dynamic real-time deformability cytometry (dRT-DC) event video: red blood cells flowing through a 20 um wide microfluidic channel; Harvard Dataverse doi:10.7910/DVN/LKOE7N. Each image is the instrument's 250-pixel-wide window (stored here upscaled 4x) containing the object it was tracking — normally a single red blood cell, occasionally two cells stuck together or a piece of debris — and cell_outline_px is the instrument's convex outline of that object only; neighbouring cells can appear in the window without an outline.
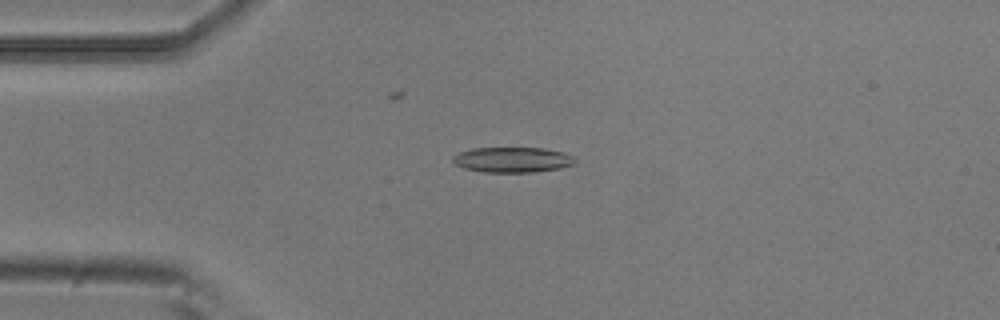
{"species": "common noctule bat (a hibernating species)", "species_latin": "Nyctalus noctula", "temperature_condition": "room temperature", "stored_images_in_passage": 54, "camera_frame_rate_fps": 3000, "um_per_image_px": 0.085, "animal": {"sex": "male", "body_mass_g": 20.5, "forearm_length_mm": 52.5}, "frame": {"image": 1, "passage_image": 13, "time_ms": 4.0, "image_size_px": [1000, 320], "cell_outline_px": [[576, 164], [560, 168], [532, 172], [484, 172], [464, 168], [456, 164], [452, 160], [452, 156], [460, 152], [472, 148], [544, 148], [564, 152], [572, 156], [576, 160]], "centroid_in_image_um": [43.58, 13.57], "position_along_channel_um": 41.4, "area_um2": 18.03}}
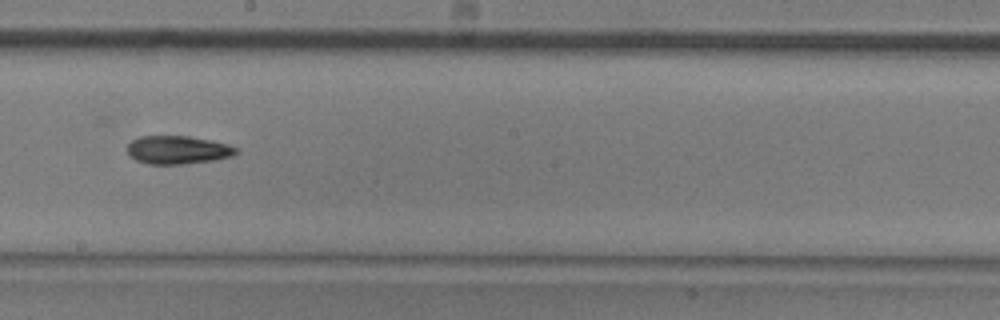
{"frame": {"image": 2, "passage_image": 30, "time_ms": 9.667, "image_size_px": [1000, 320], "cell_outline_px": [[236, 152], [232, 156], [216, 160], [184, 164], [148, 164], [136, 160], [128, 156], [128, 144], [132, 140], [140, 136], [188, 136], [212, 140], [228, 144], [236, 148]], "centroid_in_image_um": [15.09, 12.74], "position_along_channel_um": 233.1, "area_um2": 17.98}}
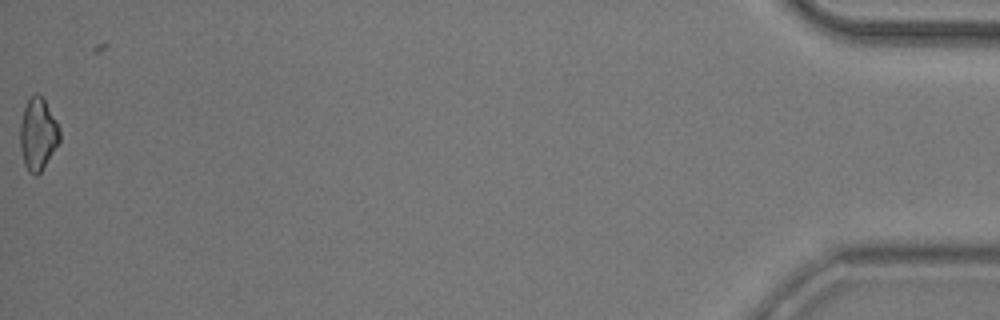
{"frame": {"image": 3, "passage_image": 54, "time_ms": 17.667, "image_size_px": [1000, 320], "cell_outline_px": [[60, 140], [40, 172], [36, 176], [28, 172], [24, 164], [20, 148], [20, 124], [24, 108], [28, 100], [36, 92], [44, 100], [56, 120], [60, 128]], "centroid_in_image_um": [3.21, 11.42], "position_along_channel_um": 432.0, "area_um2": 16.42}, "authors_computed_cell_mechanics": {"area_um2": 18.0047, "velocity_mm_per_s": 3.7512, "shape_relaxation_time_tau1_ms": null, "shape_relaxation_time_tau2_ms": 4.545, "deformation_change_tau1": null, "deformation_change_tau2": 0.1105}}